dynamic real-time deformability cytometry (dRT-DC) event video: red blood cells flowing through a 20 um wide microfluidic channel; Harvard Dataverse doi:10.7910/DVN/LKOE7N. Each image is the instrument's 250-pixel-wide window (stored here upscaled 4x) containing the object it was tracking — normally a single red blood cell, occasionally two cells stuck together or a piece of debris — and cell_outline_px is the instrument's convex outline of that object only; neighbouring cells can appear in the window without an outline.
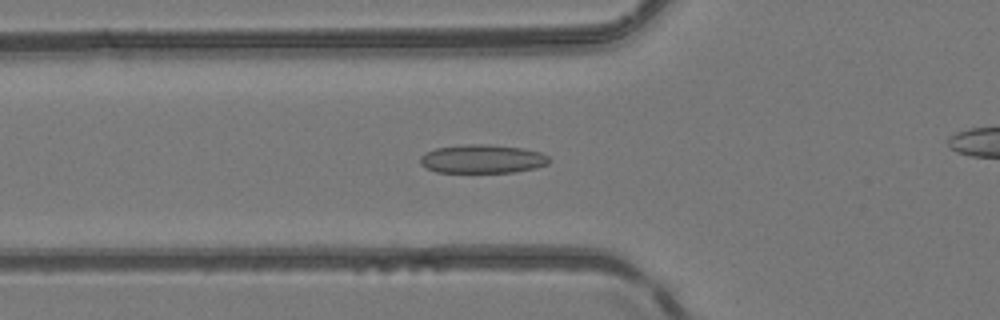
{"species": "common noctule bat (a hibernating species)", "species_latin": "Nyctalus noctula", "temperature_condition": "room temperature", "stored_images_in_passage": 52, "camera_frame_rate_fps": 3000, "um_per_image_px": 0.085, "animal": {"sex": "female", "body_mass_g": 24.6, "forearm_length_mm": 56.2}, "frame": {"image": 1, "passage_image": 19, "time_ms": 6.0, "image_size_px": [1000, 320], "cell_outline_px": [[548, 164], [536, 168], [512, 172], [436, 172], [420, 164], [420, 156], [424, 152], [436, 148], [464, 144], [488, 144], [520, 148], [540, 152], [548, 156]], "centroid_in_image_um": [40.97, 13.5], "position_along_channel_um": 84.8, "area_um2": 21.44}}
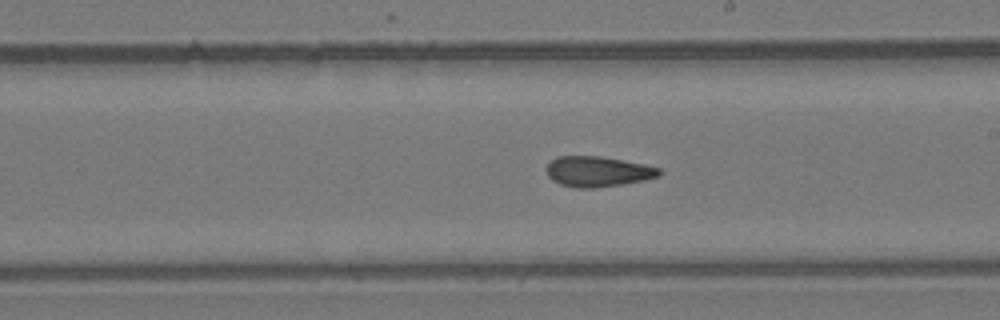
{"frame": {"image": 2, "passage_image": 30, "time_ms": 9.667, "image_size_px": [1000, 320], "cell_outline_px": [[664, 172], [660, 176], [644, 180], [596, 188], [576, 188], [560, 184], [552, 180], [548, 176], [548, 164], [556, 156], [600, 156], [644, 164], [660, 168]], "centroid_in_image_um": [50.84, 14.58], "position_along_channel_um": 238.2, "area_um2": 19.94}}
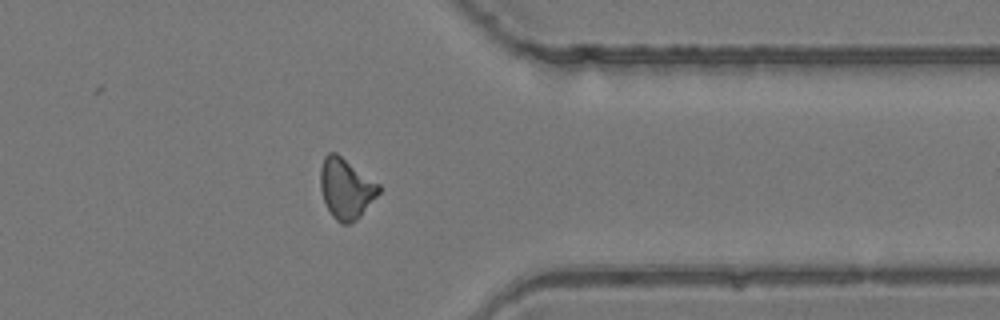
{"frame": {"image": 3, "passage_image": 41, "time_ms": 13.333, "image_size_px": [1000, 320], "cell_outline_px": [[380, 192], [360, 216], [356, 220], [348, 224], [340, 224], [332, 216], [324, 200], [320, 188], [320, 168], [324, 156], [328, 152], [336, 152], [380, 184]], "centroid_in_image_um": [29.4, 16.01], "position_along_channel_um": 382.0, "area_um2": 20.58}, "authors_computed_cell_mechanics": {"area_um2": 20.2589, "velocity_mm_per_s": 4.1523, "shape_relaxation_time_tau1_ms": null, "shape_relaxation_time_tau2_ms": 3.3955, "deformation_change_tau1": null, "deformation_change_tau2": 0.1002}}